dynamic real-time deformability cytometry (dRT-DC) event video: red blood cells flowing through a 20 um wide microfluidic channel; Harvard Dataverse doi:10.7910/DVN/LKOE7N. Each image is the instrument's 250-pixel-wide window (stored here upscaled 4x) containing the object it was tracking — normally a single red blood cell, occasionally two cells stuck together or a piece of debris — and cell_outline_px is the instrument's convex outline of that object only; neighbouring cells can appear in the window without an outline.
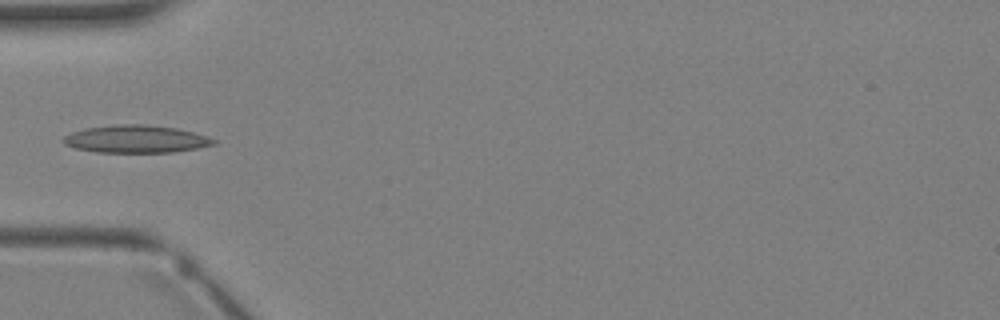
{"species": "Egyptian fruit bat (a non-hibernating species)", "species_latin": "Rousettus aegyptiacus", "temperature_condition": "warm", "stored_images_in_passage": 3, "camera_frame_rate_fps": 3000, "um_per_image_px": 0.085, "animal": {"sex": "female"}, "frame": {"image": 1, "passage_image": 3, "time_ms": 2.333, "image_size_px": [1000, 320], "cell_outline_px": [[216, 144], [196, 148], [172, 152], [96, 152], [76, 148], [64, 144], [60, 140], [64, 136], [72, 132], [84, 128], [116, 124], [148, 124], [176, 128], [192, 132], [216, 140]], "centroid_in_image_um": [11.5, 11.81], "position_along_channel_um": 73.5, "area_um2": 24.1}}